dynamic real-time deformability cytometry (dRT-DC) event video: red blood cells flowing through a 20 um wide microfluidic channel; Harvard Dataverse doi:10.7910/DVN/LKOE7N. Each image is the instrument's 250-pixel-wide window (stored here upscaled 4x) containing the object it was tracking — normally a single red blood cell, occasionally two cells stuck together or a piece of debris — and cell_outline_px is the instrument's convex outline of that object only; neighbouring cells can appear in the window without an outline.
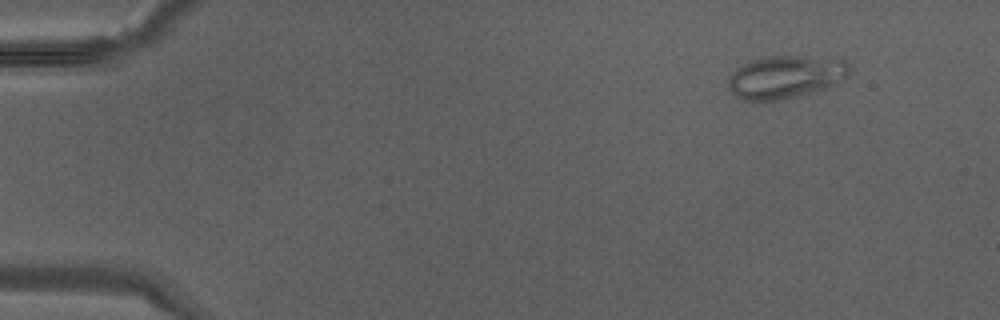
{"species": "Egyptian fruit bat (a non-hibernating species)", "species_latin": "Rousettus aegyptiacus", "temperature_condition": "warm", "stored_images_in_passage": 39, "camera_frame_rate_fps": 3000, "um_per_image_px": 0.085, "animal": {"sex": "male"}, "frame": {"image": 1, "passage_image": 3, "time_ms": 0.667, "image_size_px": [1000, 320], "cell_outline_px": [[848, 76], [836, 84], [812, 92], [760, 104], [752, 104], [740, 100], [728, 88], [728, 80], [736, 68], [752, 60], [764, 56], [800, 56], [844, 60], [848, 68]], "centroid_in_image_um": [66.68, 6.58], "position_along_channel_um": 18.3, "area_um2": 30.46}}
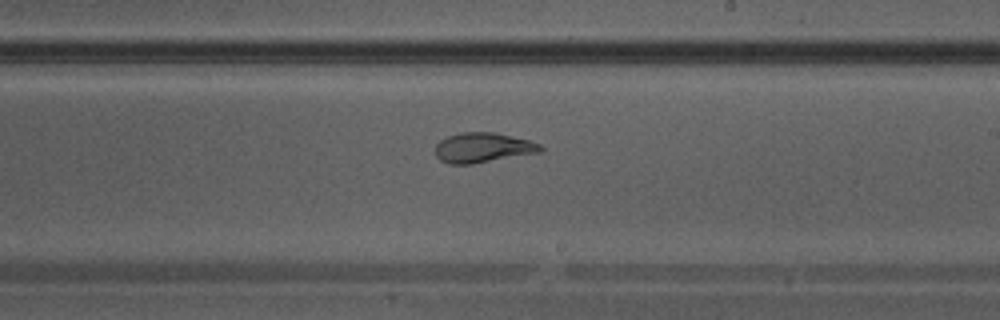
{"frame": {"image": 2, "passage_image": 23, "time_ms": 7.333, "image_size_px": [1000, 320], "cell_outline_px": [[544, 148], [540, 152], [472, 164], [448, 164], [440, 160], [436, 156], [436, 144], [440, 140], [448, 136], [460, 132], [496, 132], [528, 140], [540, 144]], "centroid_in_image_um": [41.03, 12.55], "position_along_channel_um": 248.0, "area_um2": 18.32}}
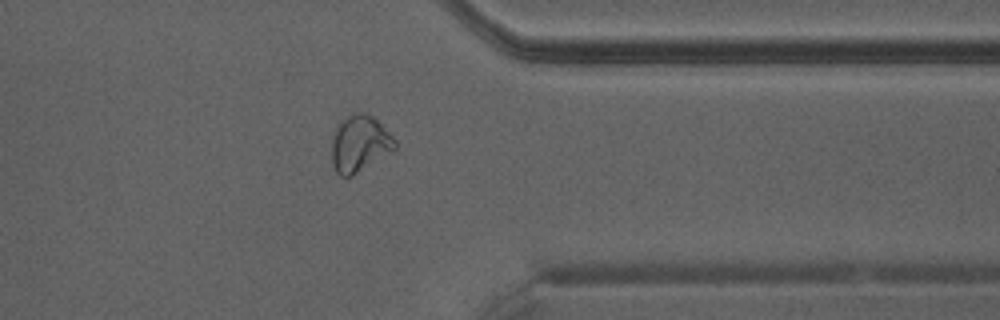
{"frame": {"image": 3, "passage_image": 31, "time_ms": 10.0, "image_size_px": [1000, 320], "cell_outline_px": [[396, 148], [392, 152], [352, 176], [340, 176], [336, 172], [332, 164], [332, 132], [336, 124], [340, 120], [356, 112], [364, 112], [372, 116], [396, 140]], "centroid_in_image_um": [30.54, 12.21], "position_along_channel_um": 380.9, "area_um2": 20.98}}